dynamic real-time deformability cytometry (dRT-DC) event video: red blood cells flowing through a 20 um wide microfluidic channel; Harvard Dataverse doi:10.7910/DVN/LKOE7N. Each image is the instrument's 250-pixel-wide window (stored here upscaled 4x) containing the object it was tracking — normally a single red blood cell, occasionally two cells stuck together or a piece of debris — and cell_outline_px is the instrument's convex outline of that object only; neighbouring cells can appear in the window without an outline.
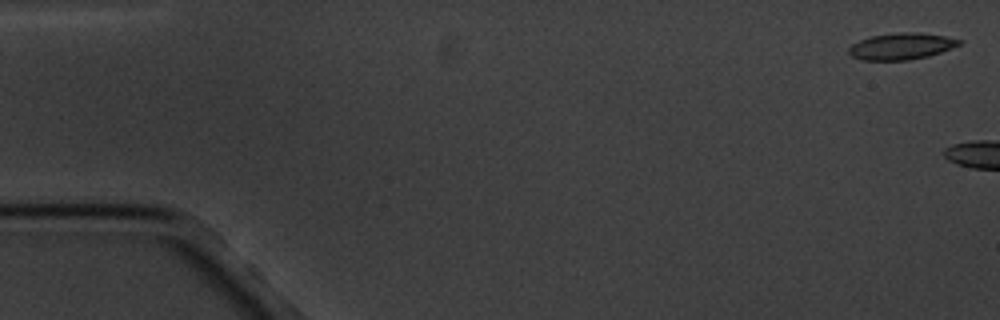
{"species": "common noctule bat (a hibernating species)", "species_latin": "Nyctalus noctula", "temperature_condition": "cold", "stored_images_in_passage": 3, "segment_of_instrument_passage": [2, 2], "camera_frame_rate_fps": 3000, "um_per_image_px": 0.085, "animal": {"sex": "male", "body_mass_g": 20.1, "forearm_length_mm": 53.5}, "frame": {"image": 1, "passage_image": 3, "time_ms": 3.0, "image_size_px": [1000, 320], "cell_outline_px": [[964, 40], [960, 44], [952, 48], [928, 56], [908, 60], [864, 60], [852, 56], [848, 52], [848, 48], [852, 44], [860, 40], [872, 36], [900, 32], [916, 32], [944, 36]], "centroid_in_image_um": [76.62, 3.93], "position_along_channel_um": 8.4, "area_um2": 16.94}}